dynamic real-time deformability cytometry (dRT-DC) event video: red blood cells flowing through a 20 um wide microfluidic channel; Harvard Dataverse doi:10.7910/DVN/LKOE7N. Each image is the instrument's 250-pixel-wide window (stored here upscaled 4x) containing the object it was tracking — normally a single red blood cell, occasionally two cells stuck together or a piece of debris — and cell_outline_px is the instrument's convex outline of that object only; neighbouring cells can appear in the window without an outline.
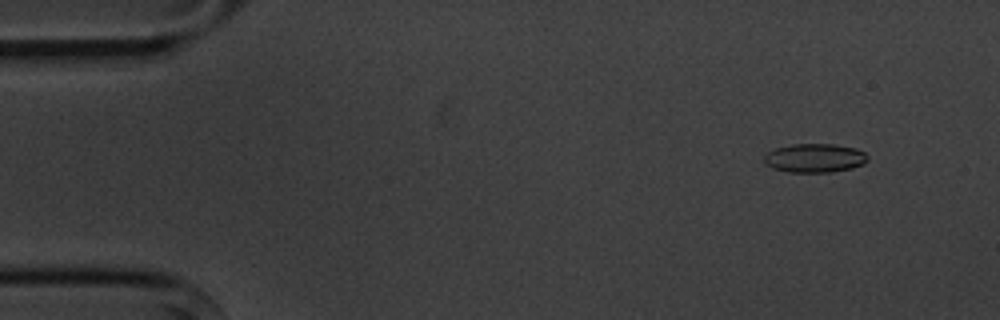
{"species": "common noctule bat (a hibernating species)", "species_latin": "Nyctalus noctula", "temperature_condition": "cold", "stored_images_in_passage": 5, "camera_frame_rate_fps": 3000, "um_per_image_px": 0.085, "animal": {"sex": "male", "body_mass_g": 20.1, "forearm_length_mm": 53.5}, "frame": {"image": 1, "passage_image": 2, "time_ms": 1.333, "image_size_px": [1000, 320], "cell_outline_px": [[868, 160], [864, 164], [852, 168], [832, 172], [788, 172], [772, 168], [764, 164], [764, 156], [768, 152], [776, 148], [792, 144], [832, 144], [856, 148], [864, 152], [868, 156]], "centroid_in_image_um": [69.25, 13.44], "position_along_channel_um": 15.7, "area_um2": 17.51}}
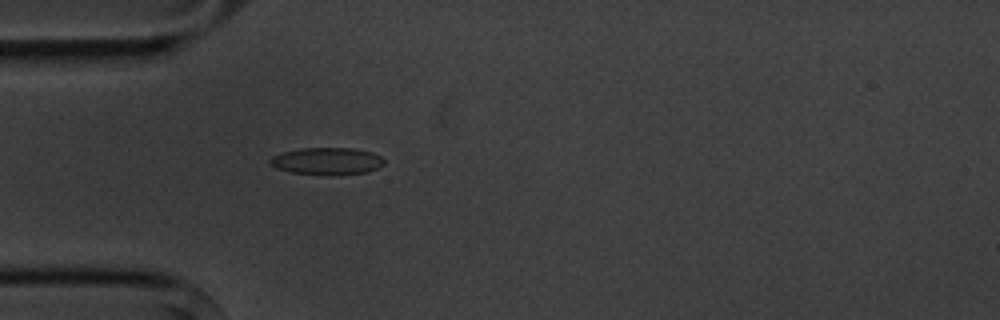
{"frame": {"image": 2, "passage_image": 5, "time_ms": 5.0, "image_size_px": [1000, 320], "cell_outline_px": [[384, 164], [368, 172], [292, 172], [276, 168], [268, 164], [268, 160], [272, 156], [284, 152], [300, 148], [352, 148], [372, 152], [380, 156], [384, 160]], "centroid_in_image_um": [27.76, 13.64], "position_along_channel_um": 57.2, "area_um2": 17.11}}